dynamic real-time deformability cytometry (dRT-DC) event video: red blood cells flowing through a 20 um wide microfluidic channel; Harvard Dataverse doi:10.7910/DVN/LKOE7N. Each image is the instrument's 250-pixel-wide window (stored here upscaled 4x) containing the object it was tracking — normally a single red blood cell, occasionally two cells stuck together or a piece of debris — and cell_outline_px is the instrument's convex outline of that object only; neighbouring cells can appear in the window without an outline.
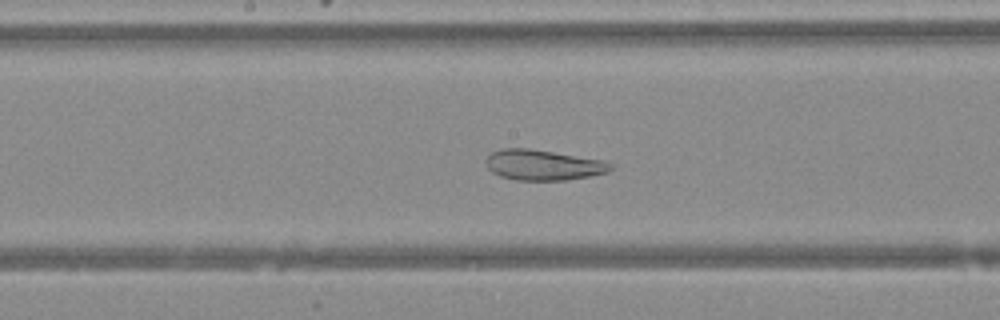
{"species": "Egyptian fruit bat (a non-hibernating species)", "species_latin": "Rousettus aegyptiacus", "temperature_condition": "warm", "stored_images_in_passage": 48, "camera_frame_rate_fps": 3000, "um_per_image_px": 0.085, "animal": {"sex": "female"}, "frame": {"image": 1, "passage_image": 25, "time_ms": 8.0, "image_size_px": [1000, 320], "cell_outline_px": [[612, 168], [608, 172], [568, 180], [516, 180], [500, 176], [492, 172], [488, 168], [484, 160], [492, 152], [504, 148], [528, 148], [604, 160], [612, 164]], "centroid_in_image_um": [46.15, 14.02], "position_along_channel_um": 202.0, "area_um2": 22.08}}
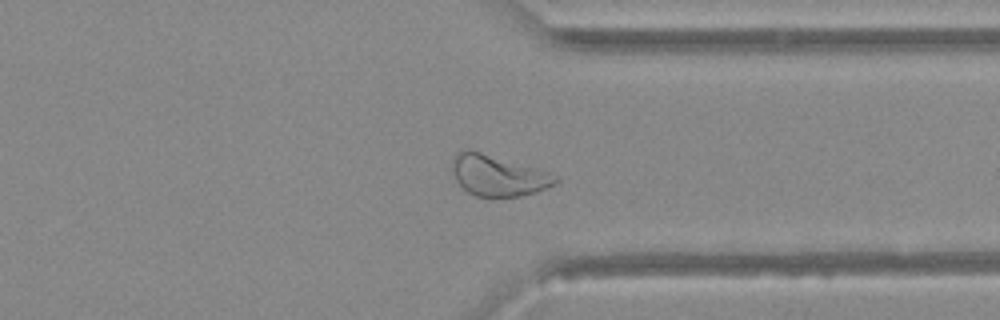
{"frame": {"image": 2, "passage_image": 37, "time_ms": 12.0, "image_size_px": [1000, 320], "cell_outline_px": [[560, 180], [556, 184], [536, 192], [520, 196], [476, 196], [468, 192], [456, 180], [452, 168], [452, 156], [456, 152], [480, 152], [548, 172], [560, 176]], "centroid_in_image_um": [42.37, 14.94], "position_along_channel_um": 369.0, "area_um2": 24.04}}
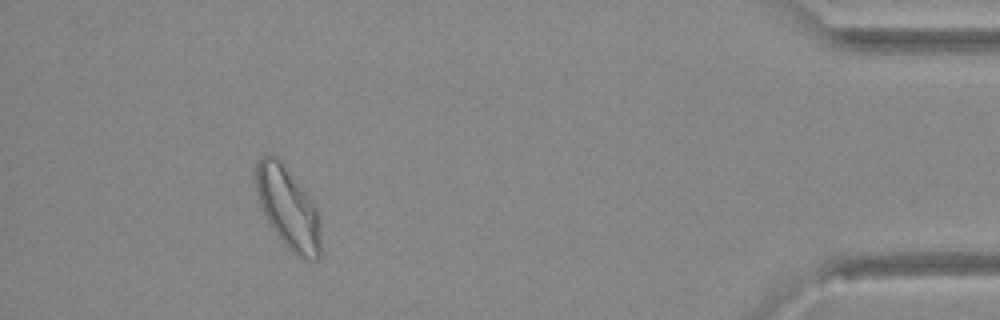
{"frame": {"image": 3, "passage_image": 44, "time_ms": 14.333, "image_size_px": [1000, 320], "cell_outline_px": [[320, 256], [316, 260], [300, 260], [280, 240], [272, 228], [260, 204], [256, 192], [256, 164], [260, 156], [276, 156], [280, 160], [312, 200], [316, 208], [320, 220]], "centroid_in_image_um": [24.5, 17.72], "position_along_channel_um": 410.7, "area_um2": 30.69}}